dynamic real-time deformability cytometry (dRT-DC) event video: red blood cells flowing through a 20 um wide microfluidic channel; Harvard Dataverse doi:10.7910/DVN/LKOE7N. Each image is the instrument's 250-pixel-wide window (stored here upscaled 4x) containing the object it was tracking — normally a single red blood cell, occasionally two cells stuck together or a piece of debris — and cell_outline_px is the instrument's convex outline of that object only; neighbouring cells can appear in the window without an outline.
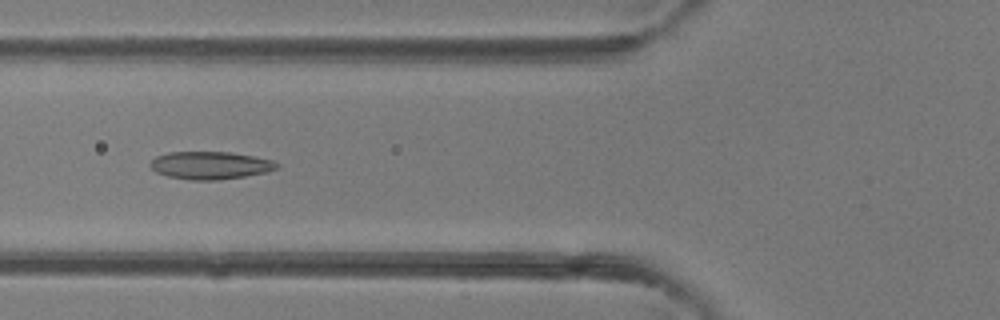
{"species": "common noctule bat (a hibernating species)", "species_latin": "Nyctalus noctula", "temperature_condition": "room temperature", "stored_images_in_passage": 41, "camera_frame_rate_fps": 3000, "um_per_image_px": 0.085, "animal": {"sex": "female"}, "frame": {"image": 1, "passage_image": 15, "time_ms": 4.667, "image_size_px": [1000, 320], "cell_outline_px": [[280, 164], [276, 168], [264, 172], [244, 176], [220, 180], [192, 180], [168, 176], [156, 172], [148, 164], [156, 156], [168, 152], [228, 152], [252, 156], [272, 160]], "centroid_in_image_um": [17.83, 14.05], "position_along_channel_um": 108.0, "area_um2": 20.23}}
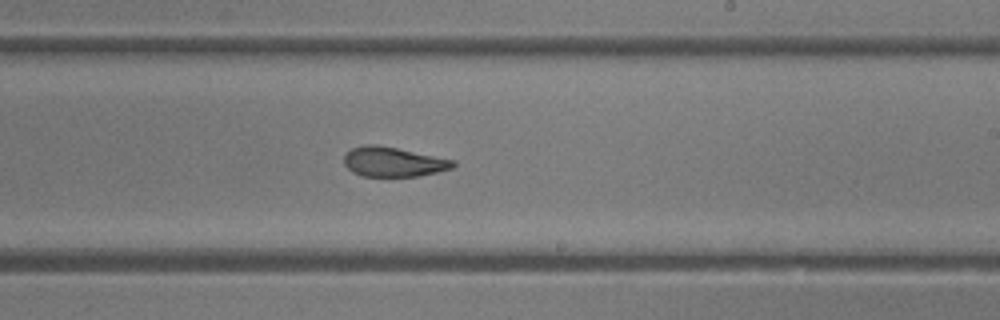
{"frame": {"image": 2, "passage_image": 24, "time_ms": 7.667, "image_size_px": [1000, 320], "cell_outline_px": [[456, 164], [452, 168], [420, 176], [360, 176], [352, 172], [344, 164], [344, 156], [352, 148], [364, 144], [376, 144], [456, 160]], "centroid_in_image_um": [33.42, 13.76], "position_along_channel_um": 255.6, "area_um2": 18.84}}
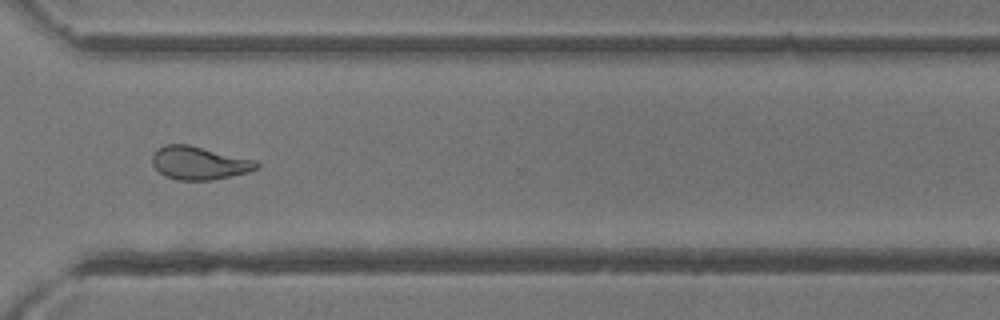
{"frame": {"image": 3, "passage_image": 30, "time_ms": 9.667, "image_size_px": [1000, 320], "cell_outline_px": [[260, 168], [248, 172], [212, 180], [180, 180], [168, 176], [160, 172], [152, 164], [152, 152], [156, 148], [164, 144], [188, 144], [256, 160], [260, 164]], "centroid_in_image_um": [16.93, 13.84], "position_along_channel_um": 353.7, "area_um2": 20.23}}